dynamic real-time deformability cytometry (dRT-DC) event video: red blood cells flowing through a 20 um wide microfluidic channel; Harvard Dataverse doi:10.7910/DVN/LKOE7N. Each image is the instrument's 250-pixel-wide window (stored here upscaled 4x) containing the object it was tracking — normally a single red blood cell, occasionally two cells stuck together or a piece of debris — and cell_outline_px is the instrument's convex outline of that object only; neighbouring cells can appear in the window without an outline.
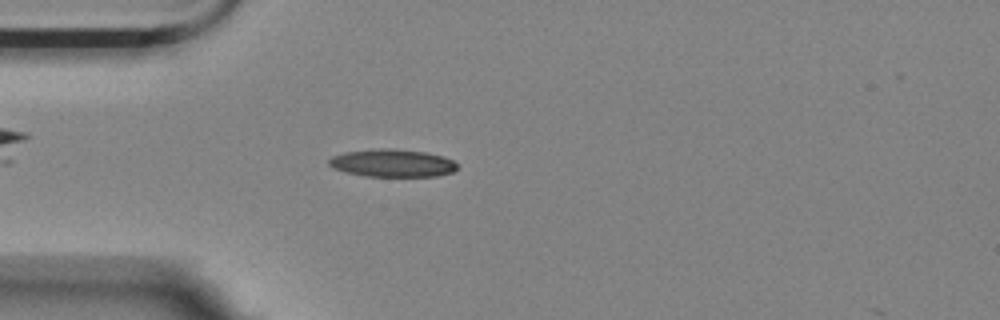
{"species": "Egyptian fruit bat (a non-hibernating species)", "species_latin": "Rousettus aegyptiacus", "temperature_condition": "room temperature", "stored_images_in_passage": 4, "camera_frame_rate_fps": 3000, "um_per_image_px": 0.085, "animal": {"sex": "female"}, "frame": {"image": 1, "passage_image": 2, "time_ms": 0.333, "image_size_px": [1000, 320], "cell_outline_px": [[456, 168], [452, 172], [436, 176], [364, 176], [344, 172], [332, 168], [328, 164], [328, 160], [332, 156], [344, 152], [372, 148], [392, 148], [424, 152], [444, 156], [452, 160], [456, 164]], "centroid_in_image_um": [33.29, 13.85], "position_along_channel_um": 51.7, "area_um2": 20.87}}